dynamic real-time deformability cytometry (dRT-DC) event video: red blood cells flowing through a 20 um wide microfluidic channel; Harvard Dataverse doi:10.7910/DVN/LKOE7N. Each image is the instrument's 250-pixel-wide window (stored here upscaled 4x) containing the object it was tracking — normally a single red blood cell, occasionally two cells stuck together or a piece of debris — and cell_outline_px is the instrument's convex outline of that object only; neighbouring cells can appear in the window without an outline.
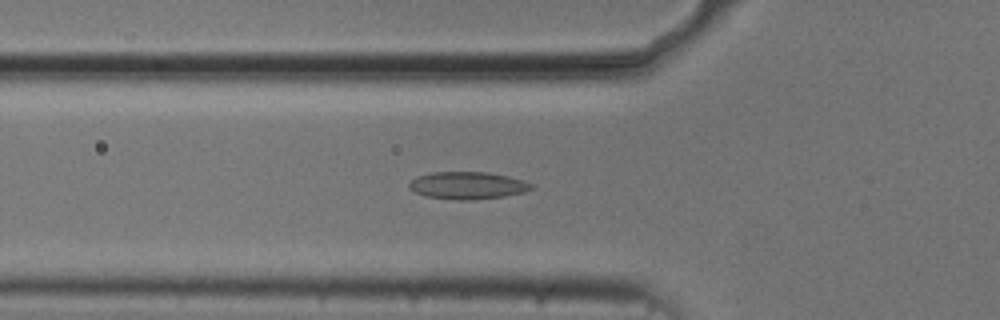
{"species": "common noctule bat (a hibernating species)", "species_latin": "Nyctalus noctula", "temperature_condition": "cold", "stored_images_in_passage": 52, "camera_frame_rate_fps": 3000, "um_per_image_px": 0.085, "animal": {"sex": "male", "body_mass_g": 20.5, "forearm_length_mm": 52.5}, "frame": {"image": 1, "passage_image": 17, "time_ms": 5.333, "image_size_px": [1000, 320], "cell_outline_px": [[532, 188], [524, 192], [504, 196], [468, 200], [456, 200], [424, 196], [408, 188], [408, 184], [416, 176], [432, 172], [488, 172], [508, 176], [524, 180], [532, 184]], "centroid_in_image_um": [39.72, 15.76], "position_along_channel_um": 86.1, "area_um2": 19.48}}
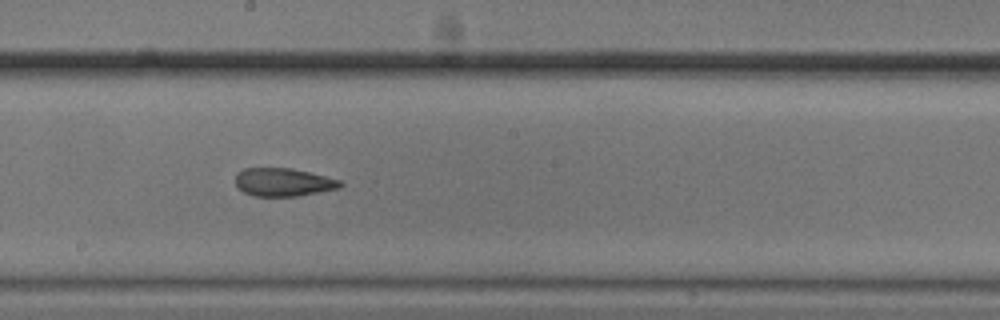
{"frame": {"image": 2, "passage_image": 28, "time_ms": 9.0, "image_size_px": [1000, 320], "cell_outline_px": [[344, 184], [340, 188], [296, 196], [252, 196], [236, 188], [236, 176], [244, 168], [292, 168], [340, 180]], "centroid_in_image_um": [24.07, 15.49], "position_along_channel_um": 224.1, "area_um2": 17.11}}
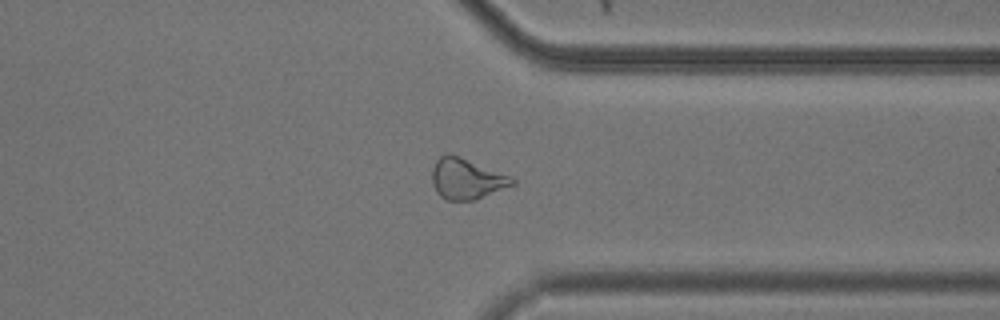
{"frame": {"image": 3, "passage_image": 40, "time_ms": 13.0, "image_size_px": [1000, 320], "cell_outline_px": [[516, 184], [476, 200], [448, 200], [440, 196], [436, 192], [432, 184], [432, 168], [436, 160], [440, 156], [448, 152], [460, 156], [512, 176], [516, 180]], "centroid_in_image_um": [39.67, 15.19], "position_along_channel_um": 371.7, "area_um2": 19.36}, "authors_computed_cell_mechanics": {"area_um2": 19.3341, "velocity_mm_per_s": 3.7429, "shape_relaxation_time_tau1_ms": null, "shape_relaxation_time_tau2_ms": 3.4386, "deformation_change_tau1": null, "deformation_change_tau2": 0.1224}}